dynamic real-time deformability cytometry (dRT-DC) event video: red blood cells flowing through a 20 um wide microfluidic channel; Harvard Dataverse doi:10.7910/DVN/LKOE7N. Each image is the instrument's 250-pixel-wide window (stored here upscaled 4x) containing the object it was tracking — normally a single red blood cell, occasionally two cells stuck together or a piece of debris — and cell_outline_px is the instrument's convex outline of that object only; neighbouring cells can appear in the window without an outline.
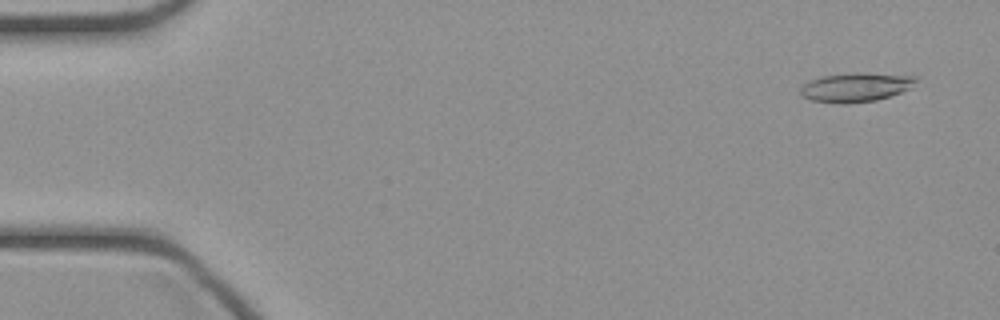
{"species": "common noctule bat (a hibernating species)", "species_latin": "Nyctalus noctula", "temperature_condition": "cold", "stored_images_in_passage": 46, "camera_frame_rate_fps": 3000, "um_per_image_px": 0.085, "animal": {"sex": "female", "body_mass_g": 21.9}, "frame": {"image": 1, "passage_image": 3, "time_ms": 0.667, "image_size_px": [1000, 320], "cell_outline_px": [[916, 80], [908, 88], [900, 92], [876, 100], [848, 104], [840, 104], [812, 100], [804, 96], [800, 92], [800, 88], [804, 84], [812, 80], [824, 76], [856, 72], [868, 72], [916, 76]], "centroid_in_image_um": [72.73, 7.41], "position_along_channel_um": 12.3, "area_um2": 19.36}}
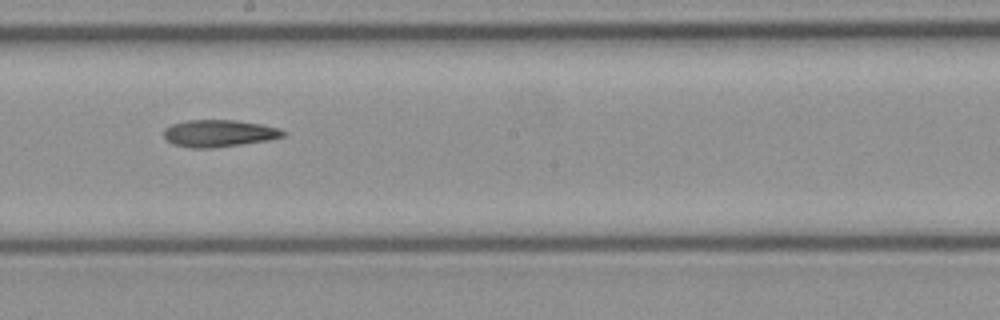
{"frame": {"image": 2, "passage_image": 26, "time_ms": 8.333, "image_size_px": [1000, 320], "cell_outline_px": [[288, 132], [284, 136], [268, 140], [212, 148], [192, 148], [172, 144], [164, 136], [164, 128], [172, 124], [188, 120], [236, 120], [260, 124], [280, 128]], "centroid_in_image_um": [18.62, 11.33], "position_along_channel_um": 229.6, "area_um2": 18.79}}
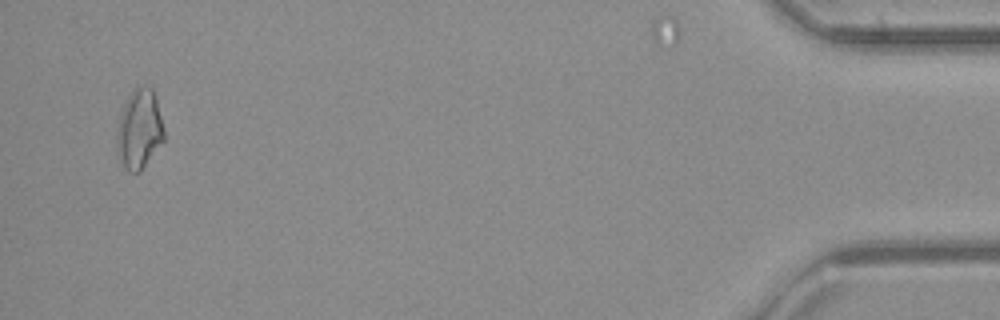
{"frame": {"image": 3, "passage_image": 45, "time_ms": 14.667, "image_size_px": [1000, 320], "cell_outline_px": [[164, 140], [140, 172], [132, 172], [124, 164], [116, 148], [116, 132], [120, 116], [124, 104], [128, 96], [136, 88], [152, 88], [156, 96], [164, 128]], "centroid_in_image_um": [11.86, 10.98], "position_along_channel_um": 423.3, "area_um2": 21.44}}